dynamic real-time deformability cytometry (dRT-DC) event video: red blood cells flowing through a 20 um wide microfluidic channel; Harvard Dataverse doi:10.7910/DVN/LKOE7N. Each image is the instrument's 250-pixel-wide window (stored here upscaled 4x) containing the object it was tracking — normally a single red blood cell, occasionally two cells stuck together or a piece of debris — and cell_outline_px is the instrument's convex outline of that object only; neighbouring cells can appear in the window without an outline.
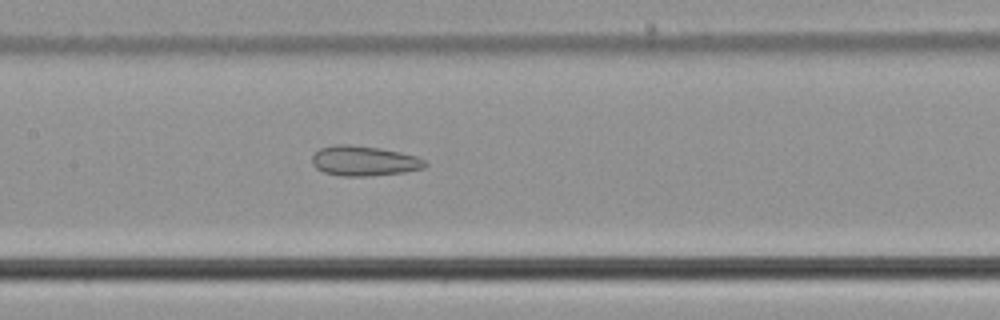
{"species": "common noctule bat (a hibernating species)", "species_latin": "Nyctalus noctula", "temperature_condition": "cold", "stored_images_in_passage": 55, "camera_frame_rate_fps": 3000, "um_per_image_px": 0.085, "animal": {"sex": "male", "body_mass_g": 21.5, "forearm_length_mm": 52.0}, "frame": {"image": 1, "passage_image": 27, "time_ms": 8.667, "image_size_px": [1000, 320], "cell_outline_px": [[428, 164], [424, 168], [404, 172], [368, 176], [340, 176], [324, 172], [316, 168], [312, 164], [312, 156], [320, 148], [336, 144], [348, 144], [380, 148], [400, 152], [416, 156], [424, 160]], "centroid_in_image_um": [30.93, 13.67], "position_along_channel_um": 176.5, "area_um2": 19.77}}
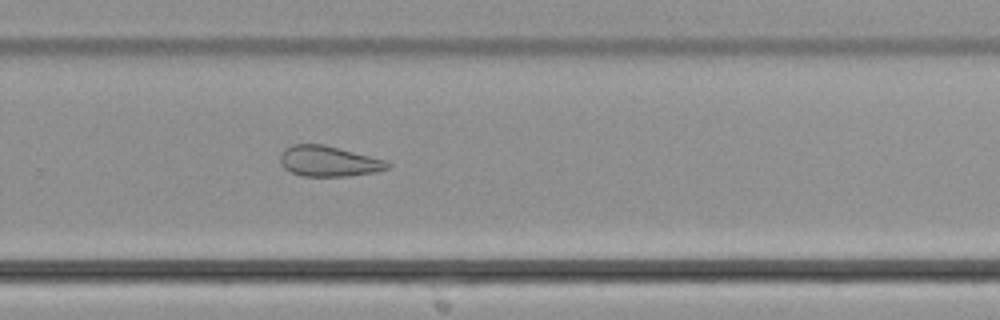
{"frame": {"image": 2, "passage_image": 37, "time_ms": 12.0, "image_size_px": [1000, 320], "cell_outline_px": [[392, 164], [388, 168], [376, 172], [348, 176], [304, 176], [292, 172], [284, 168], [280, 164], [280, 152], [284, 148], [292, 144], [324, 144], [388, 160]], "centroid_in_image_um": [27.95, 13.69], "position_along_channel_um": 301.9, "area_um2": 19.36}}
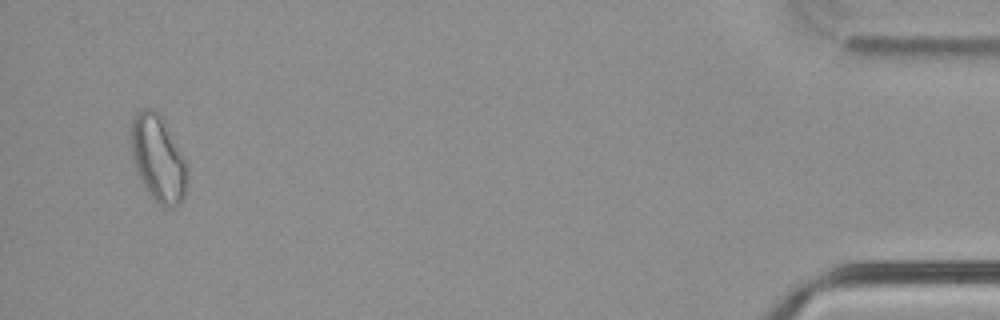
{"frame": {"image": 3, "passage_image": 53, "time_ms": 17.333, "image_size_px": [1000, 320], "cell_outline_px": [[188, 184], [184, 196], [180, 204], [176, 208], [164, 208], [152, 196], [144, 184], [136, 168], [132, 156], [132, 120], [136, 112], [140, 108], [152, 108], [164, 120], [184, 160], [188, 172]], "centroid_in_image_um": [13.47, 13.49], "position_along_channel_um": 421.7, "area_um2": 27.8}, "authors_computed_cell_mechanics": {"area_um2": 24.1026, "velocity_mm_per_s": 3.7788, "shape_relaxation_time_tau1_ms": null, "shape_relaxation_time_tau2_ms": 2.2743, "deformation_change_tau1": null, "deformation_change_tau2": 0.1015}}